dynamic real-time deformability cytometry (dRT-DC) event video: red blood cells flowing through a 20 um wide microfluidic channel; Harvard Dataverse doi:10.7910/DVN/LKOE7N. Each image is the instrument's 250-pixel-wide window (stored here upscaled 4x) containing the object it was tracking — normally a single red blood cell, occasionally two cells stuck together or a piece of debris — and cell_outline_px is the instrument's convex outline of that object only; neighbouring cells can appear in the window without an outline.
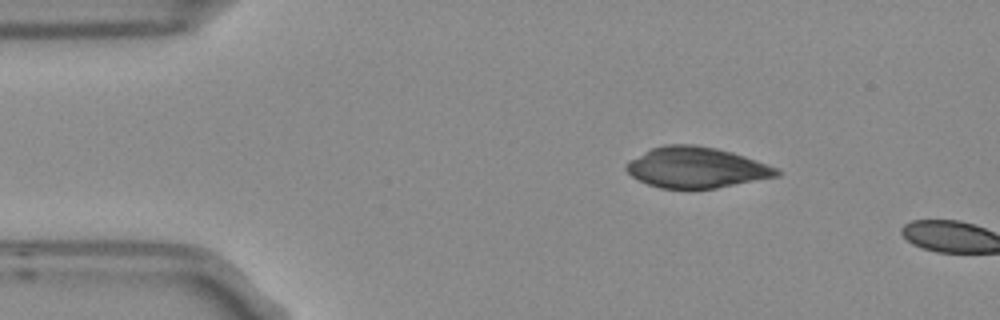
{"species": "Egyptian fruit bat (a non-hibernating species)", "species_latin": "Rousettus aegyptiacus", "temperature_condition": "room temperature", "stored_images_in_passage": 2, "camera_frame_rate_fps": 3000, "um_per_image_px": 0.085, "frame": {"image": 1, "passage_image": 1, "time_ms": 0.0, "image_size_px": [1000, 320], "cell_outline_px": [[780, 176], [716, 188], [660, 188], [648, 184], [632, 176], [624, 168], [624, 164], [628, 160], [652, 148], [664, 144], [692, 144], [716, 148], [732, 152], [780, 168]], "centroid_in_image_um": [59.19, 14.23], "position_along_channel_um": 25.8, "area_um2": 35.78}}